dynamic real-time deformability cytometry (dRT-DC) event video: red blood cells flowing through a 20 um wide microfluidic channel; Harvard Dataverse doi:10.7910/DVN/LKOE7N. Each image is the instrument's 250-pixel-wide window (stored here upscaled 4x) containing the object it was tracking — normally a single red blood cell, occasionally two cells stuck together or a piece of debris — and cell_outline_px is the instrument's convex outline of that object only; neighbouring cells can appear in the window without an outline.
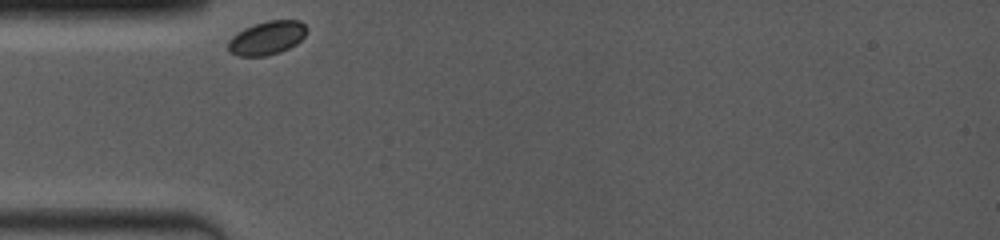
{"species": "common noctule bat (a hibernating species)", "species_latin": "Nyctalus noctula", "temperature_condition": "room temperature", "stored_images_in_passage": 33, "camera_frame_rate_fps": 4000, "um_per_image_px": 0.085, "animal": {"sex": "female", "body_mass_g": 19.0, "forearm_length_mm": 53.3}, "frame": {"image": 1, "passage_image": 1, "time_ms": 0.0, "image_size_px": [1000, 240], "cell_outline_px": [[308, 28], [304, 36], [296, 44], [280, 52], [264, 56], [236, 56], [228, 52], [228, 44], [232, 36], [244, 28], [268, 20], [300, 20]], "centroid_in_image_um": [22.69, 3.23], "position_along_channel_um": 62.3, "area_um2": 15.37}}
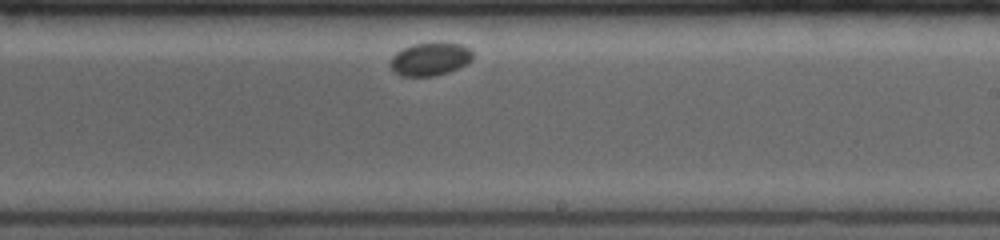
{"frame": {"image": 2, "passage_image": 19, "time_ms": 5.5, "image_size_px": [1000, 240], "cell_outline_px": [[472, 60], [448, 72], [436, 76], [400, 76], [388, 64], [388, 60], [396, 52], [412, 44], [460, 44], [468, 48], [472, 52]], "centroid_in_image_um": [36.5, 5.05], "position_along_channel_um": 252.5, "area_um2": 15.55}}
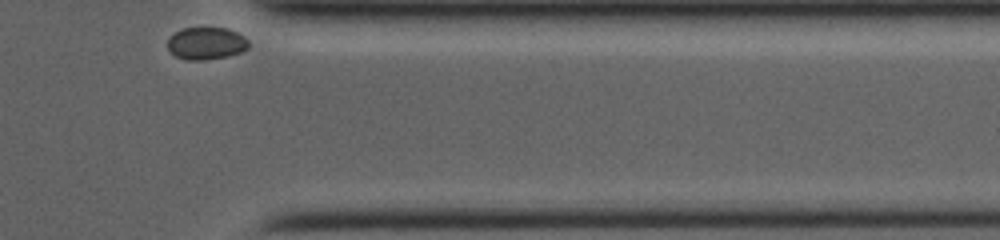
{"frame": {"image": 3, "passage_image": 33, "time_ms": 9.5, "image_size_px": [1000, 240], "cell_outline_px": [[248, 48], [240, 52], [228, 56], [204, 60], [184, 60], [176, 56], [168, 48], [168, 36], [184, 28], [228, 28], [244, 36], [248, 40]], "centroid_in_image_um": [17.53, 3.69], "position_along_channel_um": 393.9, "area_um2": 15.26}, "authors_computed_cell_mechanics": {"area_um2": 15.5482, "velocity_mm_per_s": 3.5082, "shape_relaxation_time_tau1_ms": 1.4688, "shape_relaxation_time_tau2_ms": null, "deformation_change_tau1": 0.0468, "deformation_change_tau2": null}}